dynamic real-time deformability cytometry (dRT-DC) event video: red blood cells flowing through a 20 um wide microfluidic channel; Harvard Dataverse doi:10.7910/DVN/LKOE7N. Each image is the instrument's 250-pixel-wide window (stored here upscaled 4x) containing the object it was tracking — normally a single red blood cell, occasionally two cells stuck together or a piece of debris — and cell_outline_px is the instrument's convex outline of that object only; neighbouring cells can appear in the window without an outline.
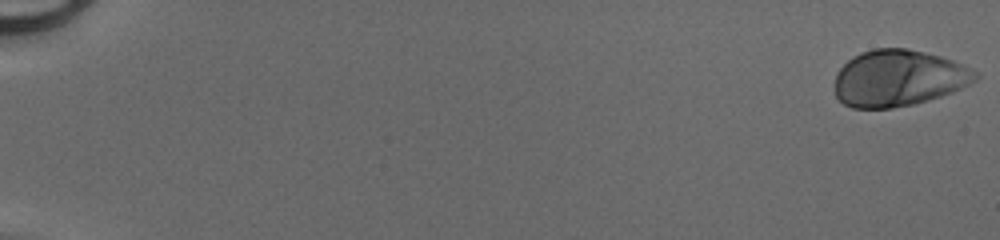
{"species": "human", "species_latin": "Homo sapiens", "temperature_condition": "cold", "stored_images_in_passage": 49, "camera_frame_rate_fps": 3000, "um_per_image_px": 0.085, "donor": {"sex": "male"}, "frame": {"image": 1, "passage_image": 1, "time_ms": 0.0, "image_size_px": [1000, 240], "cell_outline_px": [[980, 76], [976, 80], [952, 92], [928, 100], [912, 104], [892, 108], [852, 108], [844, 104], [836, 96], [836, 72], [852, 56], [860, 52], [872, 48], [908, 48], [940, 56], [952, 60], [972, 68], [980, 72]], "centroid_in_image_um": [76.38, 6.63], "position_along_channel_um": 8.6, "area_um2": 46.36}}
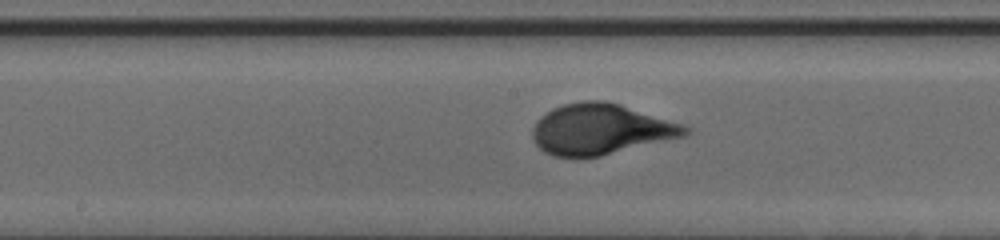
{"frame": {"image": 2, "passage_image": 28, "time_ms": 9.0, "image_size_px": [1000, 240], "cell_outline_px": [[692, 132], [684, 136], [600, 156], [552, 156], [544, 152], [532, 140], [532, 128], [536, 120], [540, 116], [552, 108], [564, 104], [584, 100], [604, 100], [620, 104], [684, 124], [692, 128]], "centroid_in_image_um": [51.06, 10.97], "position_along_channel_um": 197.1, "area_um2": 45.14}}
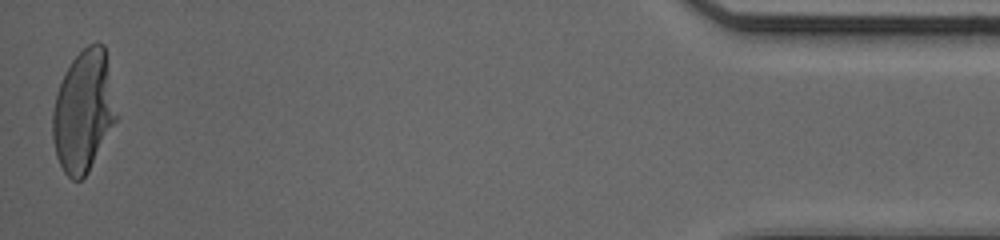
{"frame": {"image": 3, "passage_image": 49, "time_ms": 16.0, "image_size_px": [1000, 240], "cell_outline_px": [[120, 116], [88, 172], [80, 180], [72, 180], [64, 172], [56, 156], [52, 136], [52, 112], [56, 92], [64, 72], [72, 60], [88, 44], [96, 40], [104, 44]], "centroid_in_image_um": [7.13, 9.42], "position_along_channel_um": 428.1, "area_um2": 46.12}}